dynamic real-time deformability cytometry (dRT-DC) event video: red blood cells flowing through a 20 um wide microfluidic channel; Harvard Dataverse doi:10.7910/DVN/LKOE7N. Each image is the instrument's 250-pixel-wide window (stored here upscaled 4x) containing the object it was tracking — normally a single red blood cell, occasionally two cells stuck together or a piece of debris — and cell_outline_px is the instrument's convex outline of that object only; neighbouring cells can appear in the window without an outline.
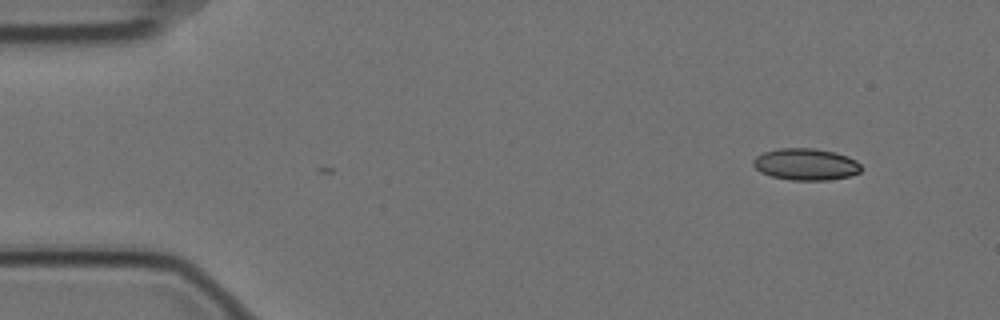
{"species": "Egyptian fruit bat (a non-hibernating species)", "species_latin": "Rousettus aegyptiacus", "temperature_condition": "cold", "stored_images_in_passage": 2, "camera_frame_rate_fps": 3000, "um_per_image_px": 0.085, "animal": {"sex": "female"}, "frame": {"image": 1, "passage_image": 2, "time_ms": 0.333, "image_size_px": [1000, 320], "cell_outline_px": [[864, 168], [860, 172], [852, 176], [828, 180], [792, 180], [772, 176], [760, 172], [752, 164], [752, 160], [756, 156], [764, 152], [776, 148], [816, 148], [836, 152], [848, 156], [856, 160]], "centroid_in_image_um": [68.53, 13.96], "position_along_channel_um": 16.5, "area_um2": 20.29}}